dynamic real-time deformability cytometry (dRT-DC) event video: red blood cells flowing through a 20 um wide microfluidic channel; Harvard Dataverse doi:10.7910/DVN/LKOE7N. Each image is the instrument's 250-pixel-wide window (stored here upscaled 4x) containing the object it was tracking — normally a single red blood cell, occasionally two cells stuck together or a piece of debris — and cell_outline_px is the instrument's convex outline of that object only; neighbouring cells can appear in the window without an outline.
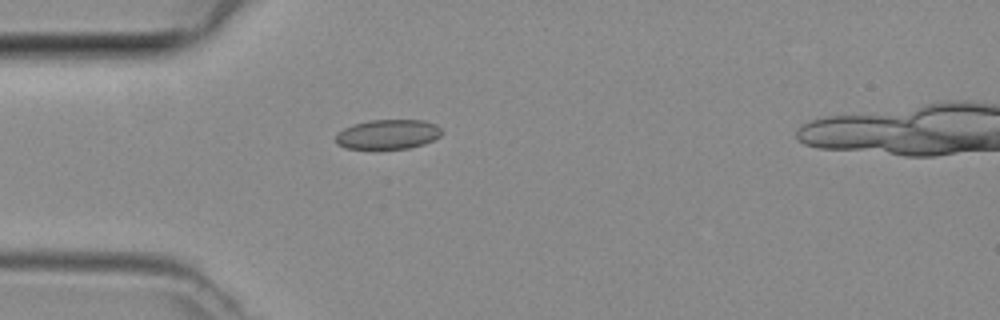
{"species": "common noctule bat (a hibernating species)", "species_latin": "Nyctalus noctula", "temperature_condition": "room temperature", "stored_images_in_passage": 4, "camera_frame_rate_fps": 3000, "um_per_image_px": 0.085, "animal": {"sex": "female", "body_mass_g": 29.2, "forearm_length_mm": 56.3}, "frame": {"image": 1, "passage_image": 4, "time_ms": 1.0, "image_size_px": [1000, 320], "cell_outline_px": [[444, 132], [440, 136], [424, 144], [408, 148], [344, 148], [336, 144], [336, 136], [344, 128], [352, 124], [372, 120], [424, 120], [436, 124]], "centroid_in_image_um": [32.99, 11.41], "position_along_channel_um": 52.0, "area_um2": 18.21}}